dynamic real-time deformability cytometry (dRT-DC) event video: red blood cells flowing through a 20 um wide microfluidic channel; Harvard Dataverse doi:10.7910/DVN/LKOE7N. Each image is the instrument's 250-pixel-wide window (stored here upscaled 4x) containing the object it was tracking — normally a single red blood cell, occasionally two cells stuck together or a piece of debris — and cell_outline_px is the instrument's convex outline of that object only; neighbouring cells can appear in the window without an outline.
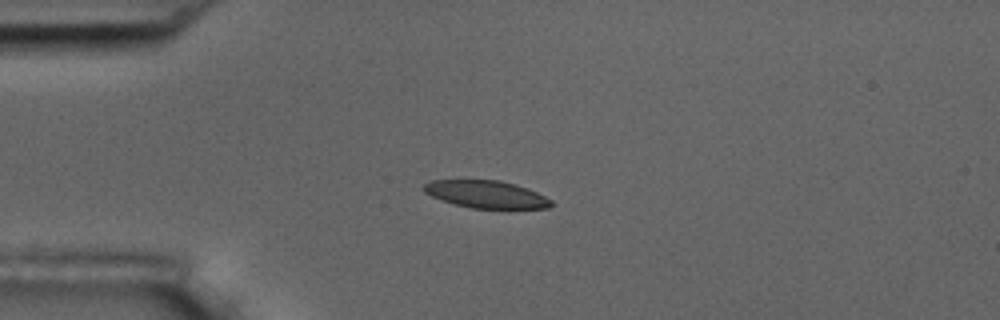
{"species": "common noctule bat (a hibernating species)", "species_latin": "Nyctalus noctula", "temperature_condition": "room temperature", "stored_images_in_passage": 14, "camera_frame_rate_fps": 3000, "um_per_image_px": 0.085, "animal": {"sex": "male", "body_mass_g": 17.5, "forearm_length_mm": 52.3}, "frame": {"image": 1, "passage_image": 3, "time_ms": 3.0, "image_size_px": [1000, 320], "cell_outline_px": [[552, 204], [548, 208], [472, 208], [456, 204], [432, 196], [424, 192], [424, 184], [432, 180], [500, 180], [528, 188], [552, 200]], "centroid_in_image_um": [41.34, 16.51], "position_along_channel_um": 43.7, "area_um2": 20.06}}
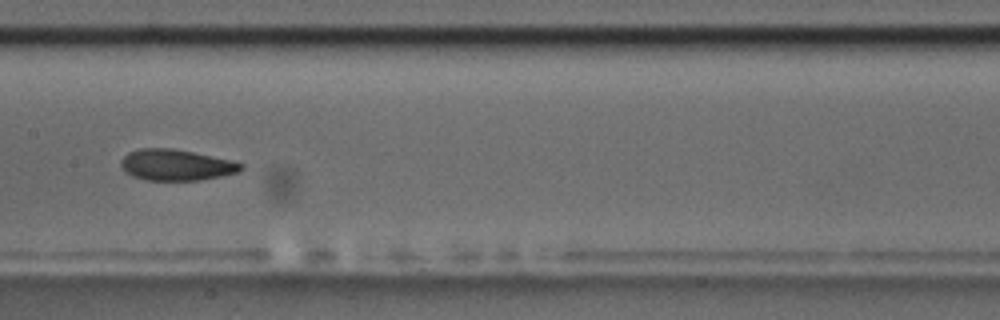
{"frame": {"image": 2, "passage_image": 7, "time_ms": 7.667, "image_size_px": [1000, 320], "cell_outline_px": [[244, 168], [240, 172], [200, 180], [148, 180], [132, 176], [120, 164], [120, 160], [128, 152], [140, 148], [172, 148], [232, 160], [244, 164]], "centroid_in_image_um": [15.0, 14.01], "position_along_channel_um": 192.4, "area_um2": 21.68}}
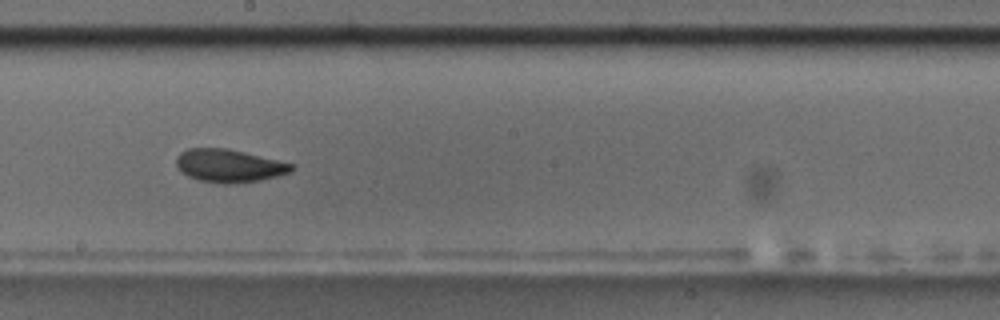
{"frame": {"image": 3, "passage_image": 8, "time_ms": 8.667, "image_size_px": [1000, 320], "cell_outline_px": [[292, 172], [260, 180], [228, 184], [220, 184], [200, 180], [188, 176], [180, 172], [176, 168], [176, 156], [180, 152], [188, 148], [228, 148], [292, 164]], "centroid_in_image_um": [19.39, 14.09], "position_along_channel_um": 228.8, "area_um2": 22.08}, "authors_computed_cell_mechanics": {"area_um2": 21.675, "velocity_mm_per_s": 3.6485, "shape_relaxation_time_tau1_ms": null, "shape_relaxation_time_tau2_ms": 3.8043, "deformation_change_tau1": null, "deformation_change_tau2": 0.0821}}